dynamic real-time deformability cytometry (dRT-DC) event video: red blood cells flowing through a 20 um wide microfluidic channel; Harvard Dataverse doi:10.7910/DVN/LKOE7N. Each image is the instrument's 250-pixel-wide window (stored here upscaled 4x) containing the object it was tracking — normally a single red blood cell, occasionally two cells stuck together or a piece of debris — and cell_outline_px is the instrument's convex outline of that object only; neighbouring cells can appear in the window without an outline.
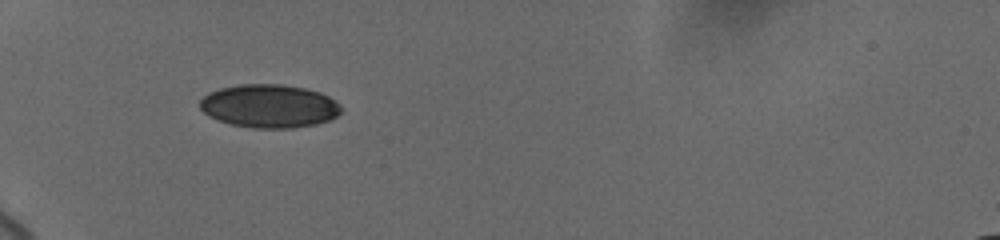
{"species": "human", "species_latin": "Homo sapiens", "temperature_condition": "cold", "stored_images_in_passage": 28, "camera_frame_rate_fps": 3000, "um_per_image_px": 0.085, "donor": {"sex": "female"}, "frame": {"image": 1, "passage_image": 4, "time_ms": 1.333, "image_size_px": [1000, 240], "cell_outline_px": [[340, 112], [336, 116], [328, 120], [316, 124], [292, 128], [252, 128], [232, 124], [220, 120], [204, 112], [200, 108], [200, 100], [208, 92], [220, 88], [240, 84], [280, 84], [304, 88], [320, 92], [328, 96], [340, 104]], "centroid_in_image_um": [22.89, 9.01], "position_along_channel_um": 62.1, "area_um2": 35.43}}
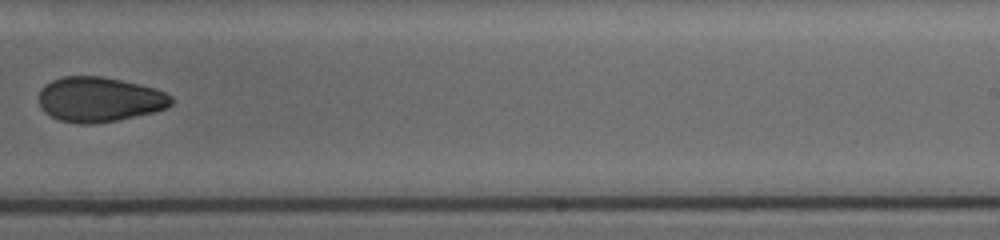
{"frame": {"image": 2, "passage_image": 14, "time_ms": 7.667, "image_size_px": [1000, 240], "cell_outline_px": [[172, 104], [168, 108], [152, 112], [116, 120], [92, 124], [80, 124], [60, 120], [44, 112], [40, 108], [40, 92], [44, 84], [52, 80], [64, 76], [100, 76], [120, 80], [152, 88], [164, 92], [172, 96]], "centroid_in_image_um": [8.42, 8.45], "position_along_channel_um": 280.6, "area_um2": 34.33}}
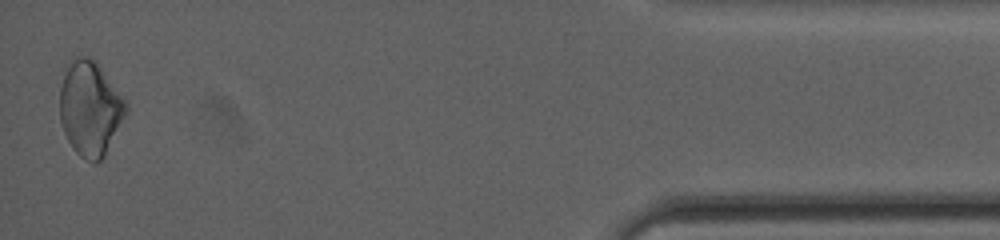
{"frame": {"image": 3, "passage_image": 28, "time_ms": 13.333, "image_size_px": [1000, 240], "cell_outline_px": [[128, 112], [104, 156], [96, 164], [92, 164], [84, 160], [72, 148], [64, 132], [60, 120], [60, 88], [68, 60], [76, 56], [92, 56], [128, 104]], "centroid_in_image_um": [7.65, 9.22], "position_along_channel_um": 427.5, "area_um2": 36.76}, "authors_computed_cell_mechanics": {"area_um2": 34.391, "velocity_mm_per_s": 3.6922, "shape_relaxation_time_tau1_ms": 10.301, "shape_relaxation_time_tau2_ms": 8.8513, "deformation_change_tau1": 0.1553, "deformation_change_tau2": 0.1079}}